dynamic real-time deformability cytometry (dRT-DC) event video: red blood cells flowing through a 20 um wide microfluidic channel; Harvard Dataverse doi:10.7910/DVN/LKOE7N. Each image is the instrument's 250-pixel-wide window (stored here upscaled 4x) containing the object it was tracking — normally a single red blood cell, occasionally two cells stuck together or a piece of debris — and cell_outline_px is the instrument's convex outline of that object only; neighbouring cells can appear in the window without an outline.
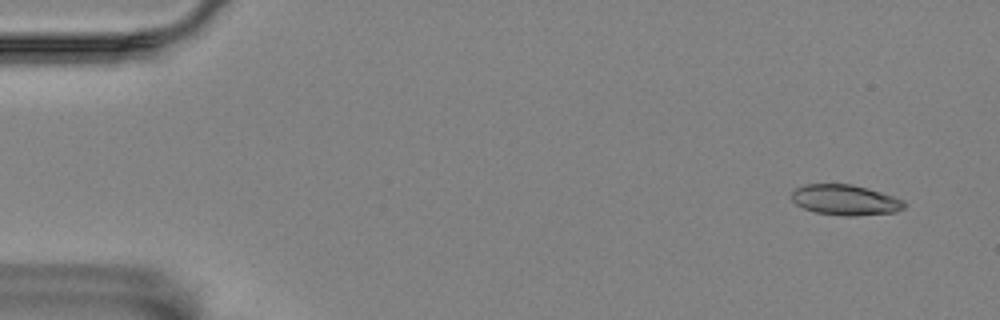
{"species": "Egyptian fruit bat (a non-hibernating species)", "species_latin": "Rousettus aegyptiacus", "temperature_condition": "room temperature", "stored_images_in_passage": 5, "camera_frame_rate_fps": 3000, "um_per_image_px": 0.085, "animal": {"sex": "female"}, "frame": {"image": 1, "passage_image": 1, "time_ms": 0.0, "image_size_px": [1000, 320], "cell_outline_px": [[908, 204], [904, 208], [896, 212], [852, 216], [844, 216], [816, 212], [804, 208], [796, 204], [792, 200], [792, 192], [796, 188], [804, 184], [852, 184], [868, 188], [904, 200]], "centroid_in_image_um": [71.87, 16.99], "position_along_channel_um": 13.1, "area_um2": 20.0}}
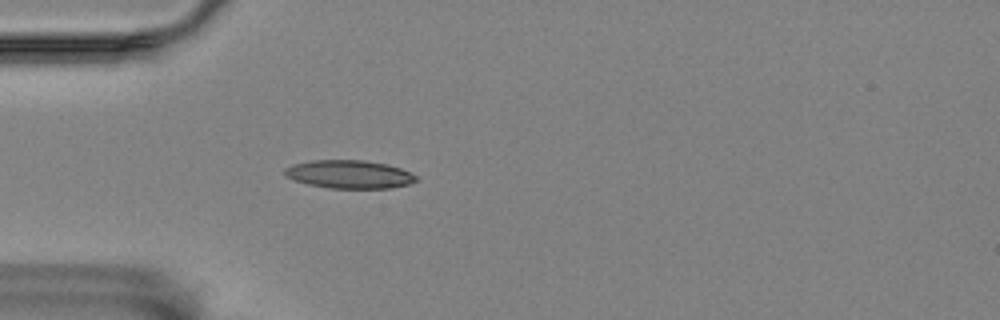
{"frame": {"image": 2, "passage_image": 5, "time_ms": 4.333, "image_size_px": [1000, 320], "cell_outline_px": [[420, 180], [408, 184], [392, 188], [328, 188], [308, 184], [292, 180], [284, 176], [284, 168], [292, 164], [312, 160], [364, 160], [388, 164], [400, 168], [416, 176]], "centroid_in_image_um": [29.66, 14.81], "position_along_channel_um": 55.3, "area_um2": 21.79}}